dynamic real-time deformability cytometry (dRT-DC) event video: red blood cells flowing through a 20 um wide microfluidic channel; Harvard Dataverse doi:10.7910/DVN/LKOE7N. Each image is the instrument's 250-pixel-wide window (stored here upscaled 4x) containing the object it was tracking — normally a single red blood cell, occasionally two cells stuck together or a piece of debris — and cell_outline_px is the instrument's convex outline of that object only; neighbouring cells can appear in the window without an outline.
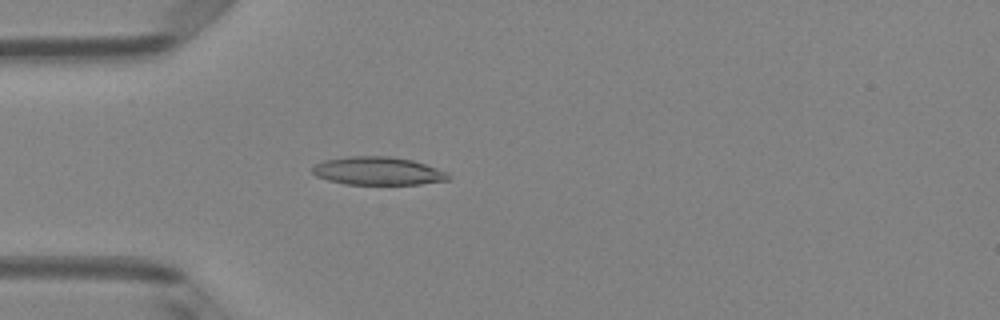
{"species": "Egyptian fruit bat (a non-hibernating species)", "species_latin": "Rousettus aegyptiacus", "temperature_condition": "room temperature", "stored_images_in_passage": 47, "camera_frame_rate_fps": 3000, "um_per_image_px": 0.085, "animal": {"sex": "female"}, "frame": {"image": 1, "passage_image": 11, "time_ms": 3.333, "image_size_px": [1000, 320], "cell_outline_px": [[452, 176], [448, 180], [420, 184], [344, 184], [328, 180], [316, 176], [312, 172], [312, 168], [316, 164], [324, 160], [348, 156], [392, 156], [412, 160], [448, 172]], "centroid_in_image_um": [32.13, 14.53], "position_along_channel_um": 52.9, "area_um2": 22.31}}
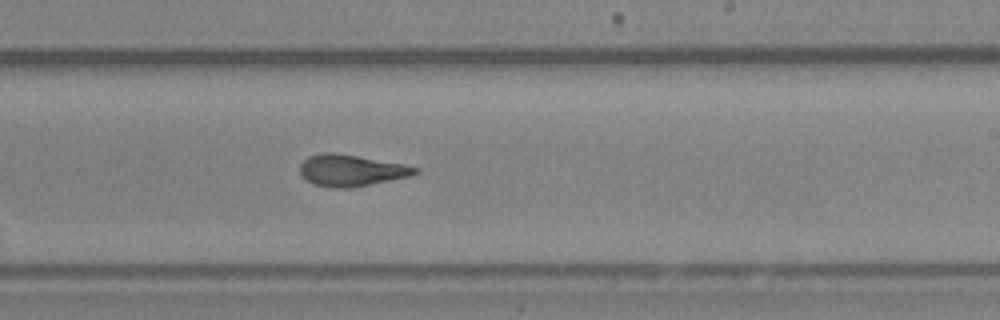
{"frame": {"image": 2, "passage_image": 27, "time_ms": 8.667, "image_size_px": [1000, 320], "cell_outline_px": [[420, 172], [412, 176], [352, 188], [328, 188], [312, 184], [300, 172], [300, 164], [308, 156], [328, 152], [332, 152], [404, 164], [420, 168]], "centroid_in_image_um": [29.88, 14.5], "position_along_channel_um": 259.1, "area_um2": 21.21}}
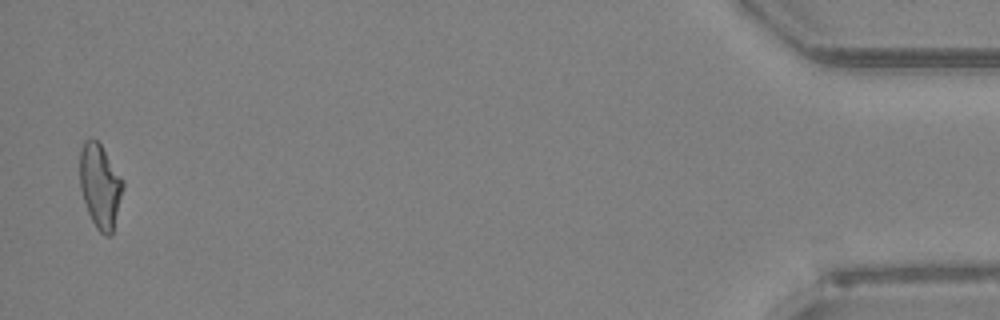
{"frame": {"image": 3, "passage_image": 46, "time_ms": 15.0, "image_size_px": [1000, 320], "cell_outline_px": [[124, 188], [112, 232], [108, 236], [104, 236], [96, 228], [88, 212], [80, 188], [80, 148], [84, 140], [92, 136], [100, 144], [124, 180]], "centroid_in_image_um": [8.5, 15.77], "position_along_channel_um": 426.7, "area_um2": 21.15}, "authors_computed_cell_mechanics": {"area_um2": 21.3282, "velocity_mm_per_s": 4.0339, "shape_relaxation_time_tau1_ms": 7.1881, "shape_relaxation_time_tau2_ms": 1.8813, "deformation_change_tau1": 0.1931, "deformation_change_tau2": 0.1047}}